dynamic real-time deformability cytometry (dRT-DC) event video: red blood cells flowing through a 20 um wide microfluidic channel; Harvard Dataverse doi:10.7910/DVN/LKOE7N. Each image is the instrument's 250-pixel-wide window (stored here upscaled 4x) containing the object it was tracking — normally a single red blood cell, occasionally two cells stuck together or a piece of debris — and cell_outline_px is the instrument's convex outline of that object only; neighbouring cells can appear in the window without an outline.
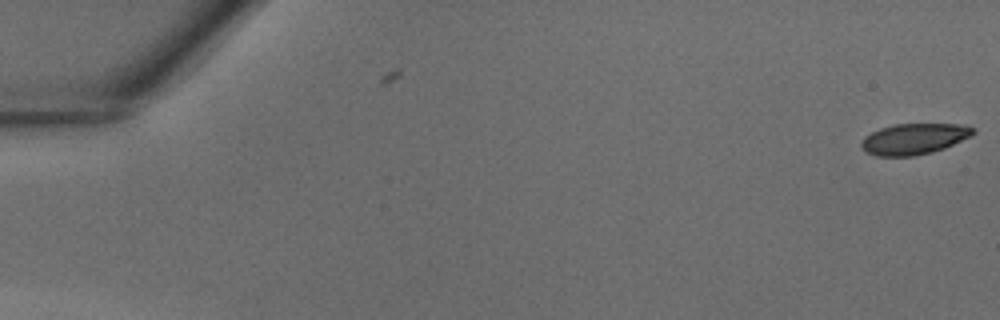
{"species": "common noctule bat (a hibernating species)", "species_latin": "Nyctalus noctula", "temperature_condition": "warm", "stored_images_in_passage": 3, "camera_frame_rate_fps": 3000, "um_per_image_px": 0.085, "animal": {"sex": "male", "body_mass_g": 18.8}, "frame": {"image": 1, "passage_image": 3, "time_ms": 0.667, "image_size_px": [1000, 320], "cell_outline_px": [[976, 132], [972, 136], [944, 148], [932, 152], [916, 156], [876, 156], [864, 152], [860, 144], [864, 136], [880, 128], [896, 124], [964, 124], [972, 128]], "centroid_in_image_um": [77.68, 11.81], "position_along_channel_um": 7.3, "area_um2": 20.29}}